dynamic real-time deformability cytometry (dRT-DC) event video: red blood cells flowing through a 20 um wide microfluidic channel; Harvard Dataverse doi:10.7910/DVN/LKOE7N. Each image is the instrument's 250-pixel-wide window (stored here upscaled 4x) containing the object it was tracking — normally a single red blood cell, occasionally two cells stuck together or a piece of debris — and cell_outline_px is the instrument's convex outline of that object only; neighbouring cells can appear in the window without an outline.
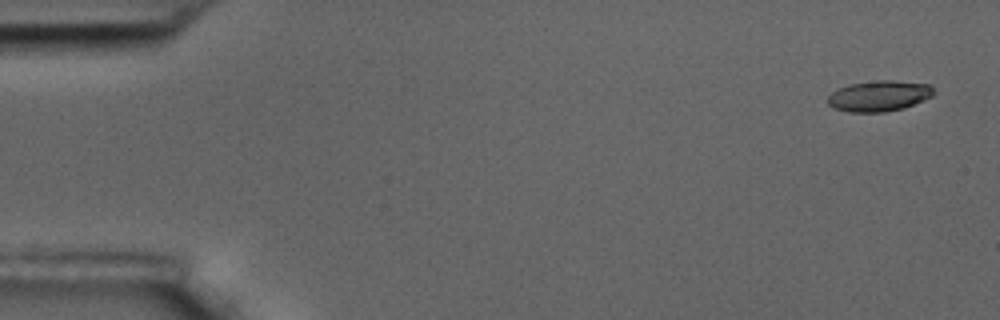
{"species": "common noctule bat (a hibernating species)", "species_latin": "Nyctalus noctula", "temperature_condition": "room temperature", "stored_images_in_passage": 15, "camera_frame_rate_fps": 3000, "um_per_image_px": 0.085, "animal": {"sex": "male", "body_mass_g": 17.5, "forearm_length_mm": 52.3}, "frame": {"image": 1, "passage_image": 1, "time_ms": 0.0, "image_size_px": [1000, 320], "cell_outline_px": [[936, 92], [932, 96], [924, 100], [904, 108], [884, 112], [848, 112], [832, 108], [828, 104], [828, 96], [832, 92], [848, 84], [876, 80], [892, 80], [932, 84]], "centroid_in_image_um": [74.75, 8.15], "position_along_channel_um": 10.3, "area_um2": 19.25}}
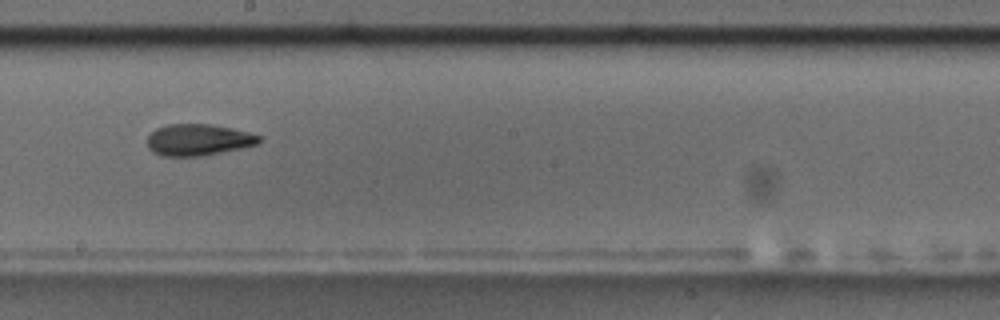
{"frame": {"image": 2, "passage_image": 9, "time_ms": 2.667, "image_size_px": [1000, 320], "cell_outline_px": [[260, 144], [200, 156], [160, 156], [152, 152], [148, 148], [148, 136], [156, 128], [168, 124], [212, 124], [232, 128], [248, 132], [260, 136]], "centroid_in_image_um": [16.83, 11.88], "position_along_channel_um": 231.4, "area_um2": 20.52}}